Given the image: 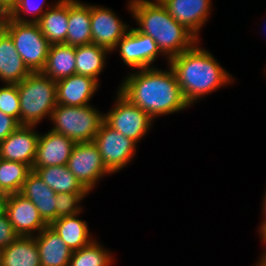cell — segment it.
<instances>
[{"mask_svg":"<svg viewBox=\"0 0 266 266\" xmlns=\"http://www.w3.org/2000/svg\"><path fill=\"white\" fill-rule=\"evenodd\" d=\"M37 3V4H36ZM47 5L45 9L44 5ZM52 6L46 3V0H41L37 2L35 0H17L15 6L9 12V18L14 19L18 22H34L37 23L41 16ZM29 14L32 19H27V17H22V14ZM26 18V19H25Z\"/></svg>","mask_w":266,"mask_h":266,"instance_id":"29","label":"cell"},{"mask_svg":"<svg viewBox=\"0 0 266 266\" xmlns=\"http://www.w3.org/2000/svg\"><path fill=\"white\" fill-rule=\"evenodd\" d=\"M36 126L20 125L0 143V158L33 167L39 133Z\"/></svg>","mask_w":266,"mask_h":266,"instance_id":"13","label":"cell"},{"mask_svg":"<svg viewBox=\"0 0 266 266\" xmlns=\"http://www.w3.org/2000/svg\"><path fill=\"white\" fill-rule=\"evenodd\" d=\"M101 243L93 240L88 245L73 251L69 266H111L113 256Z\"/></svg>","mask_w":266,"mask_h":266,"instance_id":"28","label":"cell"},{"mask_svg":"<svg viewBox=\"0 0 266 266\" xmlns=\"http://www.w3.org/2000/svg\"><path fill=\"white\" fill-rule=\"evenodd\" d=\"M9 18V12L0 3V31L3 30Z\"/></svg>","mask_w":266,"mask_h":266,"instance_id":"34","label":"cell"},{"mask_svg":"<svg viewBox=\"0 0 266 266\" xmlns=\"http://www.w3.org/2000/svg\"><path fill=\"white\" fill-rule=\"evenodd\" d=\"M32 168L20 162L0 158V189L6 194L19 193Z\"/></svg>","mask_w":266,"mask_h":266,"instance_id":"27","label":"cell"},{"mask_svg":"<svg viewBox=\"0 0 266 266\" xmlns=\"http://www.w3.org/2000/svg\"><path fill=\"white\" fill-rule=\"evenodd\" d=\"M265 198L263 199V215L266 214V193H265Z\"/></svg>","mask_w":266,"mask_h":266,"instance_id":"38","label":"cell"},{"mask_svg":"<svg viewBox=\"0 0 266 266\" xmlns=\"http://www.w3.org/2000/svg\"><path fill=\"white\" fill-rule=\"evenodd\" d=\"M91 43V5L79 0H68V31L65 44L76 47Z\"/></svg>","mask_w":266,"mask_h":266,"instance_id":"18","label":"cell"},{"mask_svg":"<svg viewBox=\"0 0 266 266\" xmlns=\"http://www.w3.org/2000/svg\"><path fill=\"white\" fill-rule=\"evenodd\" d=\"M3 30L11 37L25 66L31 73L41 72L45 66L50 43L38 23L18 22L8 18Z\"/></svg>","mask_w":266,"mask_h":266,"instance_id":"6","label":"cell"},{"mask_svg":"<svg viewBox=\"0 0 266 266\" xmlns=\"http://www.w3.org/2000/svg\"><path fill=\"white\" fill-rule=\"evenodd\" d=\"M198 44L199 41L167 63L174 70L182 94L190 106L206 94L231 84L233 78L209 51Z\"/></svg>","mask_w":266,"mask_h":266,"instance_id":"2","label":"cell"},{"mask_svg":"<svg viewBox=\"0 0 266 266\" xmlns=\"http://www.w3.org/2000/svg\"><path fill=\"white\" fill-rule=\"evenodd\" d=\"M4 211L18 236H35L48 226L36 206L20 193L5 196Z\"/></svg>","mask_w":266,"mask_h":266,"instance_id":"11","label":"cell"},{"mask_svg":"<svg viewBox=\"0 0 266 266\" xmlns=\"http://www.w3.org/2000/svg\"><path fill=\"white\" fill-rule=\"evenodd\" d=\"M148 67L124 78L118 91L151 118L176 113L190 107L185 100L174 70ZM136 72V73H135Z\"/></svg>","mask_w":266,"mask_h":266,"instance_id":"1","label":"cell"},{"mask_svg":"<svg viewBox=\"0 0 266 266\" xmlns=\"http://www.w3.org/2000/svg\"><path fill=\"white\" fill-rule=\"evenodd\" d=\"M262 256L259 258V261H266V250L263 252Z\"/></svg>","mask_w":266,"mask_h":266,"instance_id":"39","label":"cell"},{"mask_svg":"<svg viewBox=\"0 0 266 266\" xmlns=\"http://www.w3.org/2000/svg\"><path fill=\"white\" fill-rule=\"evenodd\" d=\"M99 82L89 76L73 74L56 81L57 104L65 106L90 105Z\"/></svg>","mask_w":266,"mask_h":266,"instance_id":"16","label":"cell"},{"mask_svg":"<svg viewBox=\"0 0 266 266\" xmlns=\"http://www.w3.org/2000/svg\"><path fill=\"white\" fill-rule=\"evenodd\" d=\"M78 217L79 214L61 217L49 225L72 251L79 250L94 240L87 222Z\"/></svg>","mask_w":266,"mask_h":266,"instance_id":"24","label":"cell"},{"mask_svg":"<svg viewBox=\"0 0 266 266\" xmlns=\"http://www.w3.org/2000/svg\"><path fill=\"white\" fill-rule=\"evenodd\" d=\"M89 193H59L56 194V220L61 217L80 214L82 211L81 201ZM80 202V203H79Z\"/></svg>","mask_w":266,"mask_h":266,"instance_id":"30","label":"cell"},{"mask_svg":"<svg viewBox=\"0 0 266 266\" xmlns=\"http://www.w3.org/2000/svg\"><path fill=\"white\" fill-rule=\"evenodd\" d=\"M93 141L104 165L113 174L126 167L136 154L137 143L110 127L105 121Z\"/></svg>","mask_w":266,"mask_h":266,"instance_id":"8","label":"cell"},{"mask_svg":"<svg viewBox=\"0 0 266 266\" xmlns=\"http://www.w3.org/2000/svg\"><path fill=\"white\" fill-rule=\"evenodd\" d=\"M31 72L18 54L13 40L4 31H0V80L5 84H18Z\"/></svg>","mask_w":266,"mask_h":266,"instance_id":"20","label":"cell"},{"mask_svg":"<svg viewBox=\"0 0 266 266\" xmlns=\"http://www.w3.org/2000/svg\"><path fill=\"white\" fill-rule=\"evenodd\" d=\"M19 193L36 206L48 225L56 220V193L34 171L28 175Z\"/></svg>","mask_w":266,"mask_h":266,"instance_id":"17","label":"cell"},{"mask_svg":"<svg viewBox=\"0 0 266 266\" xmlns=\"http://www.w3.org/2000/svg\"><path fill=\"white\" fill-rule=\"evenodd\" d=\"M0 3L2 4V6L8 11L10 12L11 9L15 6V4L17 3V0H0Z\"/></svg>","mask_w":266,"mask_h":266,"instance_id":"35","label":"cell"},{"mask_svg":"<svg viewBox=\"0 0 266 266\" xmlns=\"http://www.w3.org/2000/svg\"><path fill=\"white\" fill-rule=\"evenodd\" d=\"M75 144L72 139L52 130L39 134L32 168L67 165Z\"/></svg>","mask_w":266,"mask_h":266,"instance_id":"15","label":"cell"},{"mask_svg":"<svg viewBox=\"0 0 266 266\" xmlns=\"http://www.w3.org/2000/svg\"><path fill=\"white\" fill-rule=\"evenodd\" d=\"M110 51L96 44L75 47L76 74L89 76L99 82L98 75L103 71L106 54Z\"/></svg>","mask_w":266,"mask_h":266,"instance_id":"26","label":"cell"},{"mask_svg":"<svg viewBox=\"0 0 266 266\" xmlns=\"http://www.w3.org/2000/svg\"><path fill=\"white\" fill-rule=\"evenodd\" d=\"M127 6L138 22L136 29L156 42L162 55L169 61L199 41L178 23L160 0H130Z\"/></svg>","mask_w":266,"mask_h":266,"instance_id":"3","label":"cell"},{"mask_svg":"<svg viewBox=\"0 0 266 266\" xmlns=\"http://www.w3.org/2000/svg\"><path fill=\"white\" fill-rule=\"evenodd\" d=\"M256 266H266V261H259Z\"/></svg>","mask_w":266,"mask_h":266,"instance_id":"40","label":"cell"},{"mask_svg":"<svg viewBox=\"0 0 266 266\" xmlns=\"http://www.w3.org/2000/svg\"><path fill=\"white\" fill-rule=\"evenodd\" d=\"M50 120L52 131L63 134L75 143L91 142L104 122V114L90 105L65 106L57 104Z\"/></svg>","mask_w":266,"mask_h":266,"instance_id":"5","label":"cell"},{"mask_svg":"<svg viewBox=\"0 0 266 266\" xmlns=\"http://www.w3.org/2000/svg\"><path fill=\"white\" fill-rule=\"evenodd\" d=\"M0 111L12 116L20 124V100L16 84L0 87Z\"/></svg>","mask_w":266,"mask_h":266,"instance_id":"31","label":"cell"},{"mask_svg":"<svg viewBox=\"0 0 266 266\" xmlns=\"http://www.w3.org/2000/svg\"><path fill=\"white\" fill-rule=\"evenodd\" d=\"M32 171H34L56 194L89 193L70 172L67 165L32 168Z\"/></svg>","mask_w":266,"mask_h":266,"instance_id":"25","label":"cell"},{"mask_svg":"<svg viewBox=\"0 0 266 266\" xmlns=\"http://www.w3.org/2000/svg\"><path fill=\"white\" fill-rule=\"evenodd\" d=\"M112 108L104 114V121L136 143L141 141V138L151 129L154 119L138 106L133 105L119 91L116 93L115 105Z\"/></svg>","mask_w":266,"mask_h":266,"instance_id":"7","label":"cell"},{"mask_svg":"<svg viewBox=\"0 0 266 266\" xmlns=\"http://www.w3.org/2000/svg\"><path fill=\"white\" fill-rule=\"evenodd\" d=\"M18 237L13 225L4 211H0V251Z\"/></svg>","mask_w":266,"mask_h":266,"instance_id":"32","label":"cell"},{"mask_svg":"<svg viewBox=\"0 0 266 266\" xmlns=\"http://www.w3.org/2000/svg\"><path fill=\"white\" fill-rule=\"evenodd\" d=\"M41 73L55 81L76 74L75 47L65 43L50 45Z\"/></svg>","mask_w":266,"mask_h":266,"instance_id":"23","label":"cell"},{"mask_svg":"<svg viewBox=\"0 0 266 266\" xmlns=\"http://www.w3.org/2000/svg\"><path fill=\"white\" fill-rule=\"evenodd\" d=\"M0 266H41L34 236H18L2 249Z\"/></svg>","mask_w":266,"mask_h":266,"instance_id":"21","label":"cell"},{"mask_svg":"<svg viewBox=\"0 0 266 266\" xmlns=\"http://www.w3.org/2000/svg\"><path fill=\"white\" fill-rule=\"evenodd\" d=\"M16 85L20 100V125L36 126L46 116L50 118L57 105L55 80L35 72Z\"/></svg>","mask_w":266,"mask_h":266,"instance_id":"4","label":"cell"},{"mask_svg":"<svg viewBox=\"0 0 266 266\" xmlns=\"http://www.w3.org/2000/svg\"><path fill=\"white\" fill-rule=\"evenodd\" d=\"M129 25L111 9L91 5V35L92 43L108 49L110 52L117 42L129 31Z\"/></svg>","mask_w":266,"mask_h":266,"instance_id":"12","label":"cell"},{"mask_svg":"<svg viewBox=\"0 0 266 266\" xmlns=\"http://www.w3.org/2000/svg\"><path fill=\"white\" fill-rule=\"evenodd\" d=\"M169 14L199 41V31L210 15L211 0H160Z\"/></svg>","mask_w":266,"mask_h":266,"instance_id":"14","label":"cell"},{"mask_svg":"<svg viewBox=\"0 0 266 266\" xmlns=\"http://www.w3.org/2000/svg\"><path fill=\"white\" fill-rule=\"evenodd\" d=\"M117 48L123 63L134 70L154 67L153 62L162 54L154 39L136 28L129 29L117 42L114 51Z\"/></svg>","mask_w":266,"mask_h":266,"instance_id":"10","label":"cell"},{"mask_svg":"<svg viewBox=\"0 0 266 266\" xmlns=\"http://www.w3.org/2000/svg\"><path fill=\"white\" fill-rule=\"evenodd\" d=\"M34 238L41 266H69L73 251L49 225Z\"/></svg>","mask_w":266,"mask_h":266,"instance_id":"19","label":"cell"},{"mask_svg":"<svg viewBox=\"0 0 266 266\" xmlns=\"http://www.w3.org/2000/svg\"><path fill=\"white\" fill-rule=\"evenodd\" d=\"M19 126L20 124L15 118L0 111V143Z\"/></svg>","mask_w":266,"mask_h":266,"instance_id":"33","label":"cell"},{"mask_svg":"<svg viewBox=\"0 0 266 266\" xmlns=\"http://www.w3.org/2000/svg\"><path fill=\"white\" fill-rule=\"evenodd\" d=\"M67 167L89 192L101 178L112 174L104 165L94 141L76 143L68 159Z\"/></svg>","mask_w":266,"mask_h":266,"instance_id":"9","label":"cell"},{"mask_svg":"<svg viewBox=\"0 0 266 266\" xmlns=\"http://www.w3.org/2000/svg\"><path fill=\"white\" fill-rule=\"evenodd\" d=\"M6 194H0V211L4 209V199Z\"/></svg>","mask_w":266,"mask_h":266,"instance_id":"37","label":"cell"},{"mask_svg":"<svg viewBox=\"0 0 266 266\" xmlns=\"http://www.w3.org/2000/svg\"><path fill=\"white\" fill-rule=\"evenodd\" d=\"M264 220L261 224V226L259 227V233L261 235V240H263V242H265L266 245V214L263 216Z\"/></svg>","mask_w":266,"mask_h":266,"instance_id":"36","label":"cell"},{"mask_svg":"<svg viewBox=\"0 0 266 266\" xmlns=\"http://www.w3.org/2000/svg\"><path fill=\"white\" fill-rule=\"evenodd\" d=\"M37 23L51 45L65 43L68 31V0L55 2Z\"/></svg>","mask_w":266,"mask_h":266,"instance_id":"22","label":"cell"}]
</instances>
